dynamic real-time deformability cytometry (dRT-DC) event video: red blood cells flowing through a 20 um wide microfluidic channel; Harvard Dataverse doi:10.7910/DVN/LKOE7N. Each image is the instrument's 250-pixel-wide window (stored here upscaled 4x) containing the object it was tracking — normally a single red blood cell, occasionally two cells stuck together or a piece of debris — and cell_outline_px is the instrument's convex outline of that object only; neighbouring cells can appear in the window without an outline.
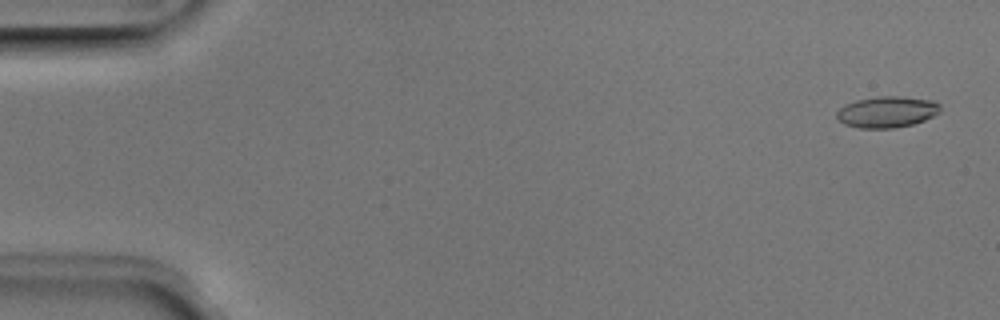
{"species": "Egyptian fruit bat (a non-hibernating species)", "species_latin": "Rousettus aegyptiacus", "temperature_condition": "room temperature", "stored_images_in_passage": 51, "camera_frame_rate_fps": 3000, "um_per_image_px": 0.085, "animal": {"sex": "male"}, "frame": {"image": 1, "passage_image": 2, "time_ms": 0.333, "image_size_px": [1000, 320], "cell_outline_px": [[940, 112], [924, 120], [912, 124], [892, 128], [860, 128], [844, 124], [836, 116], [836, 112], [844, 104], [856, 100], [876, 96], [900, 96], [932, 100], [940, 104]], "centroid_in_image_um": [75.38, 9.5], "position_along_channel_um": 9.6, "area_um2": 18.84}}
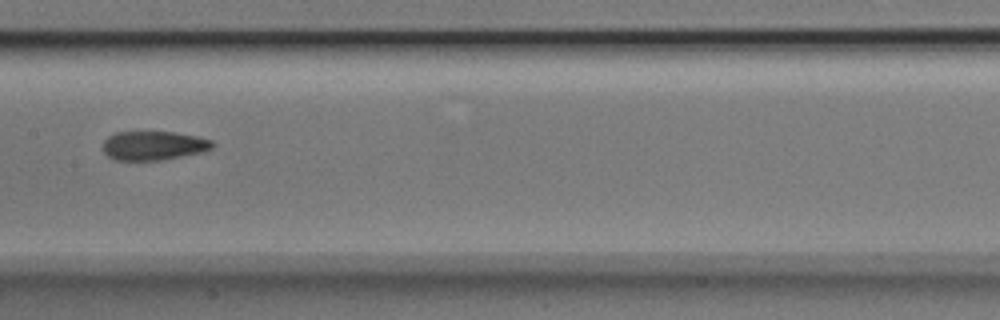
{"frame": {"image": 2, "passage_image": 26, "time_ms": 8.333, "image_size_px": [1000, 320], "cell_outline_px": [[216, 144], [212, 148], [200, 152], [160, 160], [112, 160], [104, 152], [104, 140], [108, 136], [116, 132], [176, 132], [196, 136], [212, 140]], "centroid_in_image_um": [13.04, 12.37], "position_along_channel_um": 194.4, "area_um2": 18.44}}
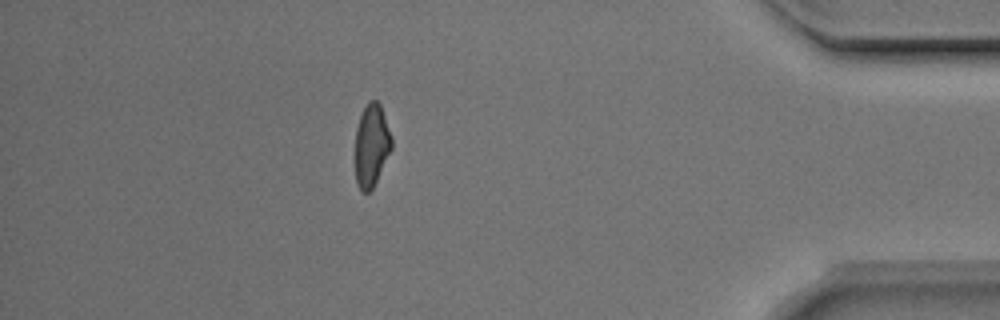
{"frame": {"image": 3, "passage_image": 45, "time_ms": 14.667, "image_size_px": [1000, 320], "cell_outline_px": [[392, 148], [372, 188], [368, 192], [364, 192], [360, 188], [356, 180], [356, 128], [360, 116], [368, 100], [376, 100], [380, 104], [392, 136]], "centroid_in_image_um": [31.59, 12.31], "position_along_channel_um": 403.6, "area_um2": 17.22}, "authors_computed_cell_mechanics": {"area_um2": 18.8428, "velocity_mm_per_s": 3.9897, "shape_relaxation_time_tau1_ms": null, "shape_relaxation_time_tau2_ms": 2.2398, "deformation_change_tau1": null, "deformation_change_tau2": 0.1041}}